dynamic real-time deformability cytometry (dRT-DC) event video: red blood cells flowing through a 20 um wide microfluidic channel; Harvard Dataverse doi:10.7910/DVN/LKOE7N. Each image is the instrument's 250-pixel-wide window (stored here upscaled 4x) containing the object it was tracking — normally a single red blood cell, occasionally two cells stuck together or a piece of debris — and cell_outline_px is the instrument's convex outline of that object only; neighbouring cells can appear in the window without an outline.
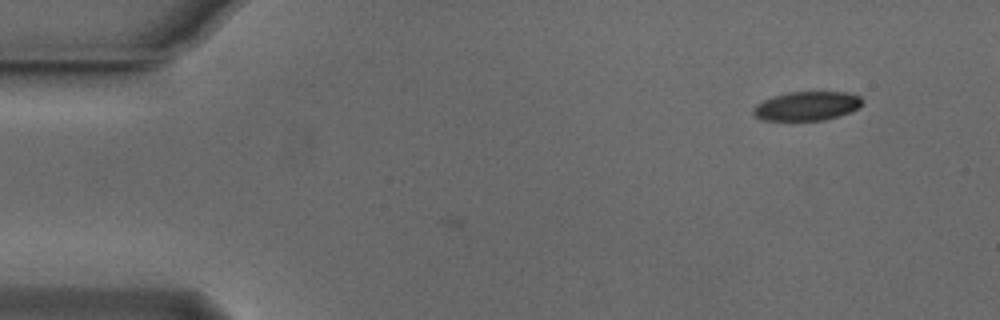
{"species": "Egyptian fruit bat (a non-hibernating species)", "species_latin": "Rousettus aegyptiacus", "temperature_condition": "cold", "stored_images_in_passage": 3, "camera_frame_rate_fps": 3000, "um_per_image_px": 0.085, "animal": {"sex": "male"}, "frame": {"image": 1, "passage_image": 3, "time_ms": 0.667, "image_size_px": [1000, 320], "cell_outline_px": [[864, 100], [856, 108], [848, 112], [824, 120], [764, 120], [756, 116], [752, 112], [752, 108], [756, 104], [764, 100], [788, 92], [848, 92], [860, 96]], "centroid_in_image_um": [68.57, 9.0], "position_along_channel_um": 16.4, "area_um2": 18.15}}